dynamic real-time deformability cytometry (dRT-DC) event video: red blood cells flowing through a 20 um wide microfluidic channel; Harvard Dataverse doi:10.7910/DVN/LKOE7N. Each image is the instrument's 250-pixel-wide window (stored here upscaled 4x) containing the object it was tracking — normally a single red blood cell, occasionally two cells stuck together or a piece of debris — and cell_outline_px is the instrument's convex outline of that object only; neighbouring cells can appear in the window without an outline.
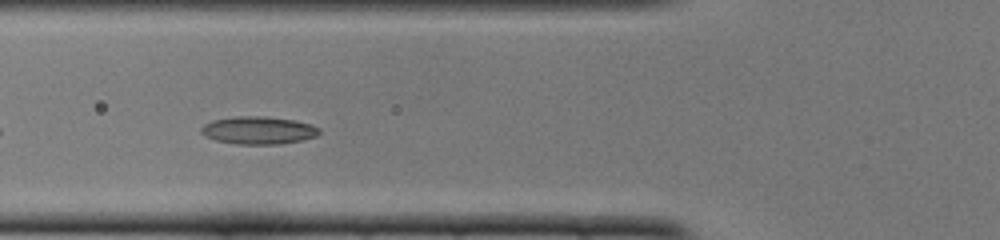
{"species": "common noctule bat (a hibernating species)", "species_latin": "Nyctalus noctula", "temperature_condition": "cold", "stored_images_in_passage": 38, "camera_frame_rate_fps": 3000, "um_per_image_px": 0.085, "animal": {"sex": "female", "body_mass_g": 22.0, "forearm_length_mm": 56.7}, "frame": {"image": 1, "passage_image": 6, "time_ms": 1.667, "image_size_px": [1000, 240], "cell_outline_px": [[320, 132], [316, 136], [300, 140], [280, 144], [236, 144], [216, 140], [204, 136], [200, 132], [200, 128], [204, 124], [212, 120], [236, 116], [264, 116], [296, 120], [312, 124], [320, 128]], "centroid_in_image_um": [21.95, 11.07], "position_along_channel_um": 103.8, "area_um2": 19.19}}
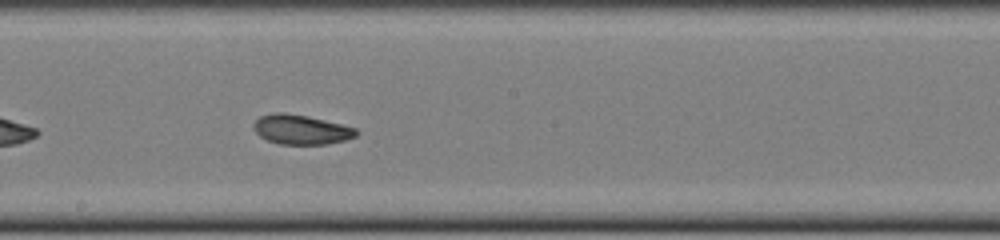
{"frame": {"image": 2, "passage_image": 15, "time_ms": 4.667, "image_size_px": [1000, 240], "cell_outline_px": [[360, 132], [356, 136], [344, 140], [328, 144], [280, 144], [268, 140], [260, 136], [252, 128], [252, 124], [260, 116], [272, 112], [284, 112], [308, 116], [356, 128]], "centroid_in_image_um": [25.57, 11.0], "position_along_channel_um": 222.6, "area_um2": 17.74}}
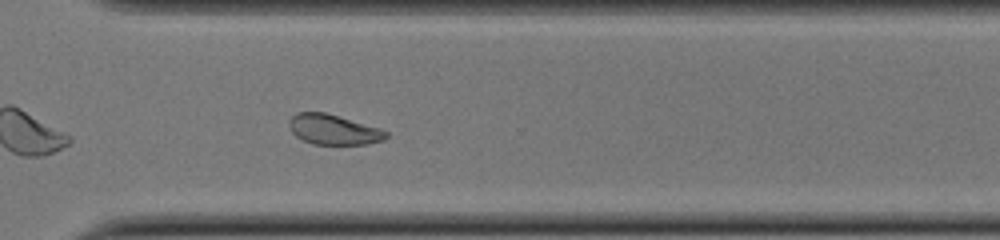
{"frame": {"image": 3, "passage_image": 24, "time_ms": 7.667, "image_size_px": [1000, 240], "cell_outline_px": [[388, 136], [384, 140], [368, 144], [312, 144], [296, 136], [292, 132], [288, 124], [288, 120], [296, 112], [324, 112], [380, 128], [388, 132]], "centroid_in_image_um": [28.34, 11.01], "position_along_channel_um": 342.3, "area_um2": 16.99}, "authors_computed_cell_mechanics": {"area_um2": 18.6983, "velocity_mm_per_s": 3.9691, "shape_relaxation_time_tau1_ms": 6.0414, "shape_relaxation_time_tau2_ms": 2.701, "deformation_change_tau1": 0.1278, "deformation_change_tau2": 0.0821}}